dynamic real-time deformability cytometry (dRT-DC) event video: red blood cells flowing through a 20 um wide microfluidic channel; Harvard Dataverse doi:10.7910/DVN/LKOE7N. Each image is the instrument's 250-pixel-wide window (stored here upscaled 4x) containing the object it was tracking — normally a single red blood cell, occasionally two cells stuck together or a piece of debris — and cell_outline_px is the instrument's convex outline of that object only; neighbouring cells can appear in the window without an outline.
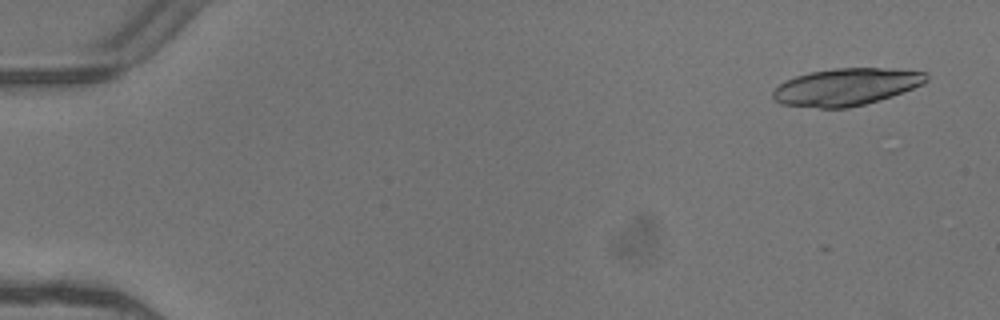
{"species": "common noctule bat (a hibernating species)", "species_latin": "Nyctalus noctula", "temperature_condition": "warm", "stored_images_in_passage": 6, "camera_frame_rate_fps": 3000, "um_per_image_px": 0.085, "animal": {"sex": "female"}, "frame": {"image": 1, "passage_image": 1, "time_ms": 0.0, "image_size_px": [1000, 320], "cell_outline_px": [[928, 80], [912, 88], [892, 96], [880, 100], [848, 108], [820, 108], [780, 104], [772, 96], [772, 92], [780, 84], [796, 76], [812, 72], [836, 68], [892, 68], [928, 72]], "centroid_in_image_um": [71.95, 7.38], "position_along_channel_um": 13.1, "area_um2": 33.06}}